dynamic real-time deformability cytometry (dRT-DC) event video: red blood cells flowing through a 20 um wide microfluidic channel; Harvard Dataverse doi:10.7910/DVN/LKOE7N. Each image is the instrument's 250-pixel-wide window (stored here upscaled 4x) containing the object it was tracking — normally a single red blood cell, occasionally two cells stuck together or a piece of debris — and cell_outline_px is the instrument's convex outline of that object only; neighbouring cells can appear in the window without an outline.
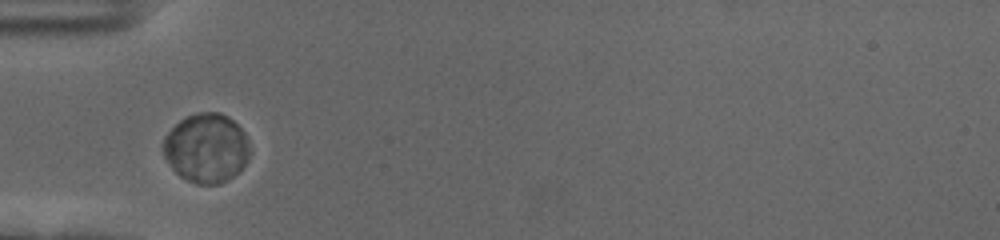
{"species": "human", "species_latin": "Homo sapiens", "temperature_condition": "cold", "stored_images_in_passage": 38, "camera_frame_rate_fps": 3000, "um_per_image_px": 0.085, "donor": {"sex": "female"}, "frame": {"image": 1, "passage_image": 1, "time_ms": 0.0, "image_size_px": [1000, 240], "cell_outline_px": [[248, 160], [240, 172], [220, 184], [196, 184], [180, 176], [172, 168], [164, 156], [164, 136], [180, 120], [196, 112], [220, 112], [228, 116], [244, 132], [248, 148]], "centroid_in_image_um": [17.54, 12.59], "position_along_channel_um": 67.5, "area_um2": 34.74}}
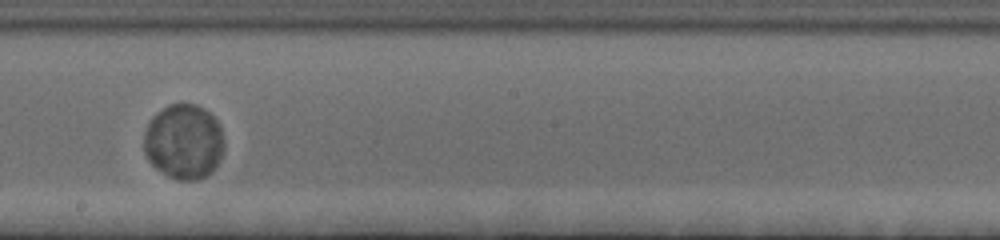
{"frame": {"image": 2, "passage_image": 15, "time_ms": 4.667, "image_size_px": [1000, 240], "cell_outline_px": [[224, 148], [216, 168], [208, 176], [200, 180], [176, 180], [168, 176], [156, 168], [148, 160], [144, 152], [144, 132], [152, 116], [156, 112], [168, 104], [196, 104], [204, 108], [220, 124], [224, 144]], "centroid_in_image_um": [15.63, 12.06], "position_along_channel_um": 232.6, "area_um2": 35.49}}
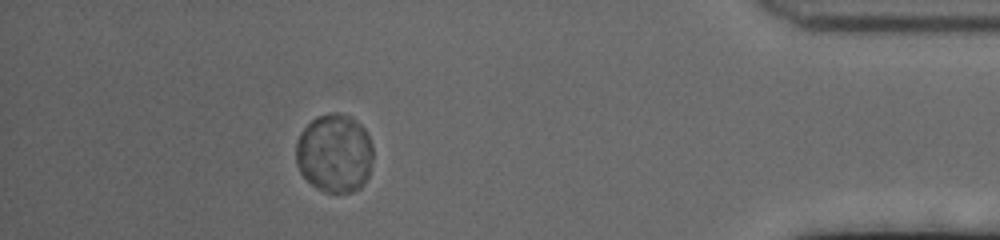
{"frame": {"image": 3, "passage_image": 33, "time_ms": 10.667, "image_size_px": [1000, 240], "cell_outline_px": [[372, 160], [368, 176], [364, 184], [360, 188], [352, 192], [324, 192], [316, 188], [300, 172], [296, 164], [296, 140], [300, 132], [316, 116], [328, 112], [340, 112], [356, 120], [364, 128], [372, 144]], "centroid_in_image_um": [28.42, 13.01], "position_along_channel_um": 406.8, "area_um2": 35.6}, "authors_computed_cell_mechanics": {"area_um2": 35.3736, "velocity_mm_per_s": 3.5711, "shape_relaxation_time_tau1_ms": 1.7914, "shape_relaxation_time_tau2_ms": null, "deformation_change_tau1": 0.0076, "deformation_change_tau2": null}}